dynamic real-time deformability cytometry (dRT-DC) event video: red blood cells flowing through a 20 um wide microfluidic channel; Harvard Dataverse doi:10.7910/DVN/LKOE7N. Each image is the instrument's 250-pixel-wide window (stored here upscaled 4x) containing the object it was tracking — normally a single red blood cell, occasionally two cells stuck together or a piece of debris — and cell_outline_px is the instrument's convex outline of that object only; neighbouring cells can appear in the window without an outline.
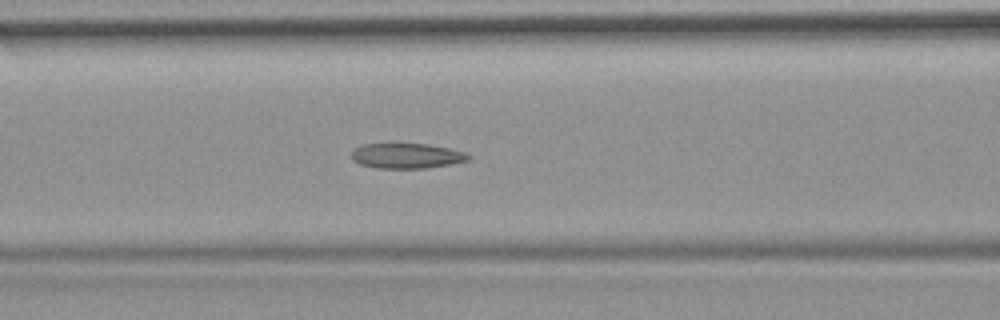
{"species": "common noctule bat (a hibernating species)", "species_latin": "Nyctalus noctula", "temperature_condition": "room temperature", "stored_images_in_passage": 51, "camera_frame_rate_fps": 3000, "um_per_image_px": 0.085, "animal": {"sex": "female", "body_mass_g": 19.9}, "frame": {"image": 1, "passage_image": 22, "time_ms": 7.0, "image_size_px": [1000, 320], "cell_outline_px": [[472, 156], [468, 160], [428, 168], [376, 168], [360, 164], [352, 160], [352, 148], [360, 144], [428, 144], [448, 148], [464, 152]], "centroid_in_image_um": [34.52, 13.24], "position_along_channel_um": 132.1, "area_um2": 17.11}}